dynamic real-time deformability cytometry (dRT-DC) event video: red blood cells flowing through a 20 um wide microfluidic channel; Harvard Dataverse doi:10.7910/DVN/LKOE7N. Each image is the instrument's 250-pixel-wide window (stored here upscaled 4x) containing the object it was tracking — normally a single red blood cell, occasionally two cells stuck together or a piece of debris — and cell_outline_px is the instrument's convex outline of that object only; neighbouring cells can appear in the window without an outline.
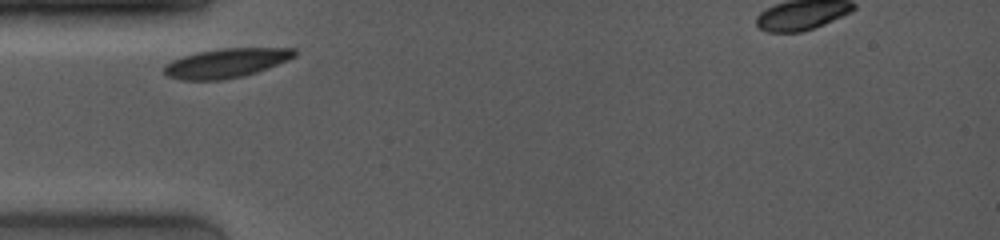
{"species": "common noctule bat (a hibernating species)", "species_latin": "Nyctalus noctula", "temperature_condition": "room temperature", "stored_images_in_passage": 25, "camera_frame_rate_fps": 4000, "um_per_image_px": 0.085, "animal": {"sex": "female", "body_mass_g": 19.0, "forearm_length_mm": 53.3}, "frame": {"image": 1, "passage_image": 1, "time_ms": 0.0, "image_size_px": [1000, 240], "cell_outline_px": [[296, 56], [288, 60], [256, 72], [244, 76], [220, 80], [184, 80], [168, 76], [164, 72], [164, 64], [172, 60], [196, 52], [220, 48], [296, 48]], "centroid_in_image_um": [19.22, 5.35], "position_along_channel_um": 65.8, "area_um2": 22.2}}
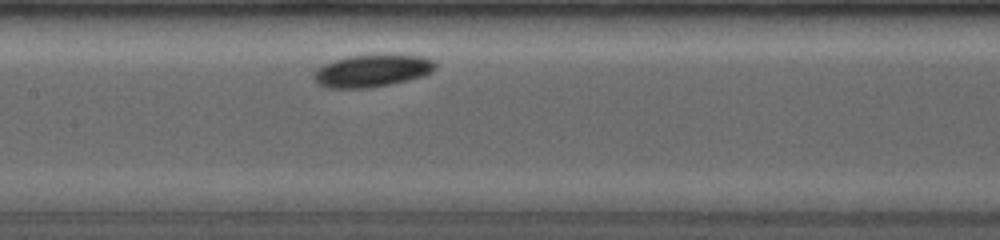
{"frame": {"image": 2, "passage_image": 9, "time_ms": 3.0, "image_size_px": [1000, 240], "cell_outline_px": [[436, 68], [432, 72], [424, 76], [408, 80], [368, 88], [324, 88], [316, 84], [312, 76], [316, 68], [324, 64], [348, 56], [388, 52], [420, 56], [436, 60]], "centroid_in_image_um": [31.64, 5.98], "position_along_channel_um": 175.8, "area_um2": 23.76}}
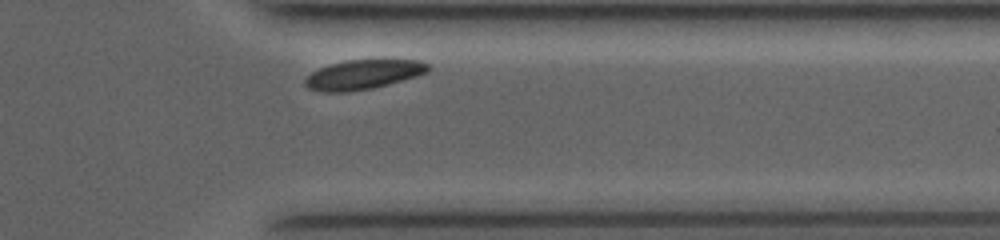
{"frame": {"image": 3, "passage_image": 23, "time_ms": 8.5, "image_size_px": [1000, 240], "cell_outline_px": [[432, 68], [428, 72], [416, 76], [388, 84], [372, 88], [348, 92], [324, 92], [308, 88], [304, 84], [304, 80], [312, 72], [320, 68], [344, 60], [420, 60], [428, 64]], "centroid_in_image_um": [30.88, 6.34], "position_along_channel_um": 380.5, "area_um2": 21.04}, "authors_computed_cell_mechanics": {"area_um2": 22.1952, "velocity_mm_per_s": 3.7022, "shape_relaxation_time_tau1_ms": 1.438, "shape_relaxation_time_tau2_ms": null, "deformation_change_tau1": 0.0549, "deformation_change_tau2": null}}